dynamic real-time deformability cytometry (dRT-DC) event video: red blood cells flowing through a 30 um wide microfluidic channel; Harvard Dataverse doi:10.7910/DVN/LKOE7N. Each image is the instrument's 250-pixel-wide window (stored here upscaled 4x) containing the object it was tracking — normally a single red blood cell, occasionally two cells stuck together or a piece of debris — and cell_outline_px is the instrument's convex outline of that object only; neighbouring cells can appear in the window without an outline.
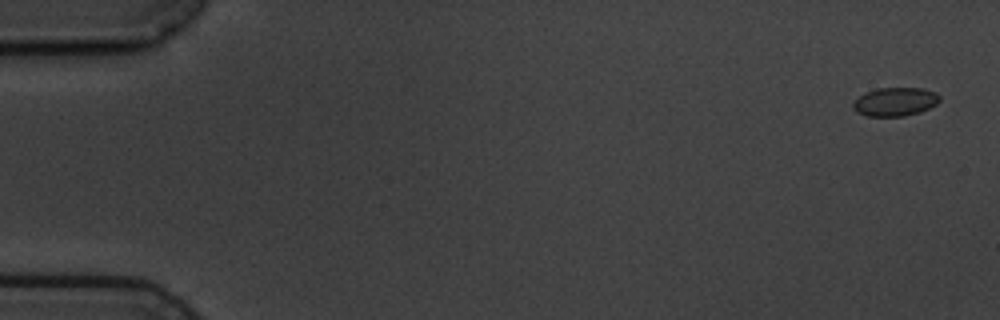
{"species": "common noctule bat (a hibernating species)", "species_latin": "Nyctalus noctula", "temperature_condition": "cold", "stored_images_in_passage": 5, "camera_frame_rate_fps": 3000, "um_per_image_px": 0.085, "animal": {"sex": "male", "body_mass_g": 19.5, "forearm_length_mm": 54.6}, "frame": {"image": 1, "passage_image": 1, "time_ms": 0.0, "image_size_px": [1000, 320], "cell_outline_px": [[940, 100], [936, 104], [920, 112], [904, 116], [868, 116], [856, 112], [852, 108], [852, 104], [864, 92], [876, 88], [924, 88], [936, 92], [940, 96]], "centroid_in_image_um": [76.08, 8.64], "position_along_channel_um": 8.9, "area_um2": 14.51}}
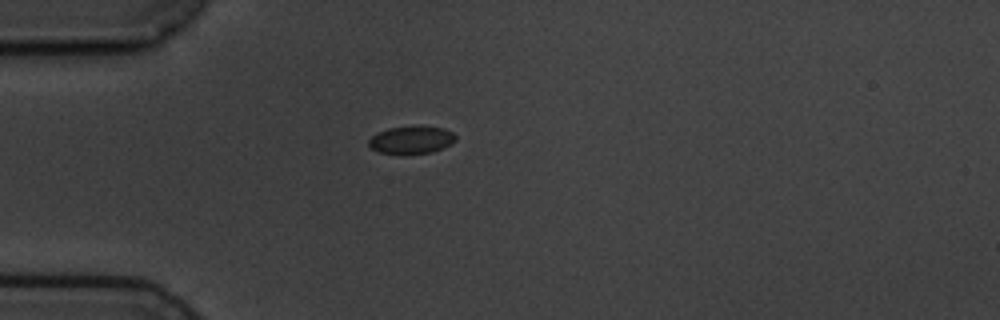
{"frame": {"image": 2, "passage_image": 5, "time_ms": 4.667, "image_size_px": [1000, 320], "cell_outline_px": [[456, 140], [452, 144], [432, 152], [404, 156], [380, 152], [372, 148], [368, 144], [368, 140], [372, 136], [388, 128], [420, 124], [444, 128], [452, 132], [456, 136]], "centroid_in_image_um": [35.0, 11.89], "position_along_channel_um": 50.0, "area_um2": 14.62}}